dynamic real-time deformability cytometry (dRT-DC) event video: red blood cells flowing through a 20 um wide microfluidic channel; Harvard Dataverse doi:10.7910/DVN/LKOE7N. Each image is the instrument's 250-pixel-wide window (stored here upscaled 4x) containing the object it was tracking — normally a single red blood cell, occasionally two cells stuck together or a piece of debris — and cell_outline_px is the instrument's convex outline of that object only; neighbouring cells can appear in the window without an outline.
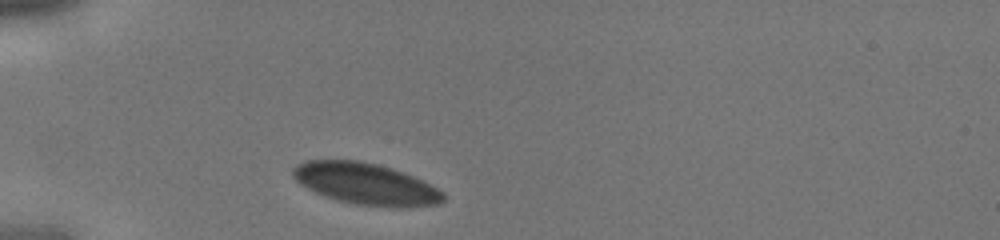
{"species": "human", "species_latin": "Homo sapiens", "temperature_condition": "cold", "stored_images_in_passage": 20, "camera_frame_rate_fps": 3000, "um_per_image_px": 0.085, "donor": {"sex": "male"}, "frame": {"image": 1, "passage_image": 1, "time_ms": 0.0, "image_size_px": [1000, 240], "cell_outline_px": [[444, 200], [440, 204], [356, 204], [336, 200], [324, 196], [300, 184], [292, 176], [292, 168], [296, 164], [308, 160], [356, 160], [376, 164], [392, 168], [412, 176], [444, 192]], "centroid_in_image_um": [30.97, 15.57], "position_along_channel_um": 54.0, "area_um2": 35.03}}
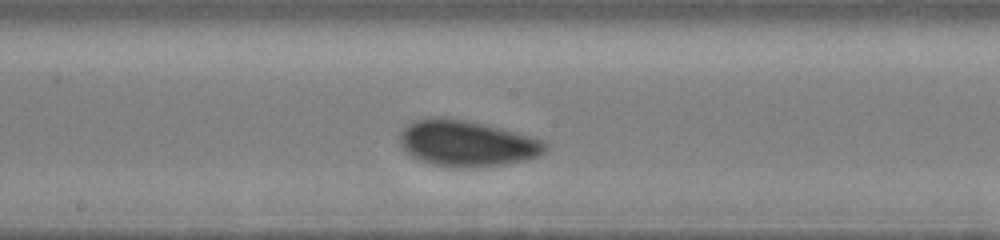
{"frame": {"image": 2, "passage_image": 12, "time_ms": 3.667, "image_size_px": [1000, 240], "cell_outline_px": [[548, 148], [544, 152], [528, 160], [504, 164], [476, 168], [452, 168], [432, 164], [420, 160], [412, 156], [400, 144], [400, 132], [408, 124], [416, 120], [432, 116], [444, 116], [488, 124], [532, 136], [544, 140], [548, 144]], "centroid_in_image_um": [39.71, 12.18], "position_along_channel_um": 208.5, "area_um2": 39.65}}
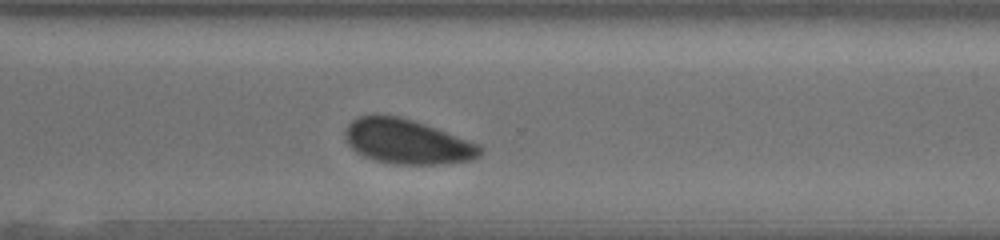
{"frame": {"image": 3, "passage_image": 20, "time_ms": 6.333, "image_size_px": [1000, 240], "cell_outline_px": [[484, 148], [480, 156], [472, 160], [440, 164], [396, 164], [376, 160], [364, 156], [356, 152], [344, 140], [344, 128], [352, 120], [360, 116], [376, 112], [400, 116], [436, 128], [480, 144]], "centroid_in_image_um": [34.57, 12.01], "position_along_channel_um": 336.0, "area_um2": 35.66}}